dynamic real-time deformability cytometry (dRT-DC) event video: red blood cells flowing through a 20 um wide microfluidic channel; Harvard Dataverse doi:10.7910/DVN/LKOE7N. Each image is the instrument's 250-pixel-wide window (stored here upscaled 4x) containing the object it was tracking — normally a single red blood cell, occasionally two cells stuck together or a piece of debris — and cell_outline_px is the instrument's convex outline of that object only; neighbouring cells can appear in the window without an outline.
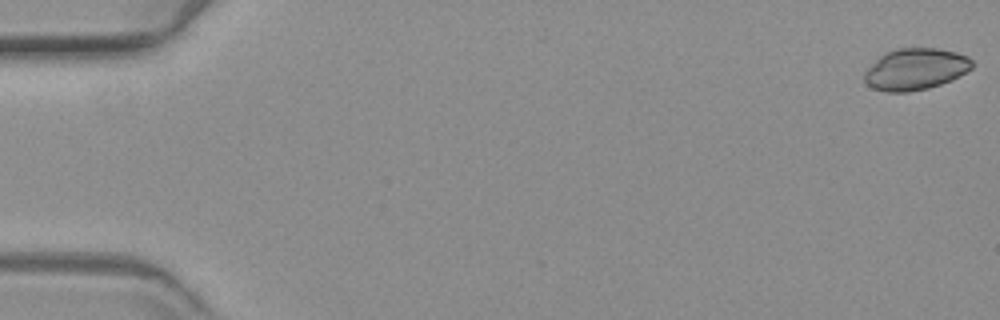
{"species": "common noctule bat (a hibernating species)", "species_latin": "Nyctalus noctula", "temperature_condition": "warm", "stored_images_in_passage": 60, "camera_frame_rate_fps": 3000, "um_per_image_px": 0.085, "animal": {"sex": "female", "body_mass_g": 19.3, "forearm_length_mm": 54.1}, "frame": {"image": 1, "passage_image": 1, "time_ms": 0.0, "image_size_px": [1000, 320], "cell_outline_px": [[972, 68], [952, 80], [928, 88], [908, 92], [884, 92], [872, 88], [864, 80], [864, 72], [884, 52], [896, 48], [936, 48], [956, 52], [968, 56], [972, 60]], "centroid_in_image_um": [77.8, 5.88], "position_along_channel_um": 7.2, "area_um2": 26.13}}
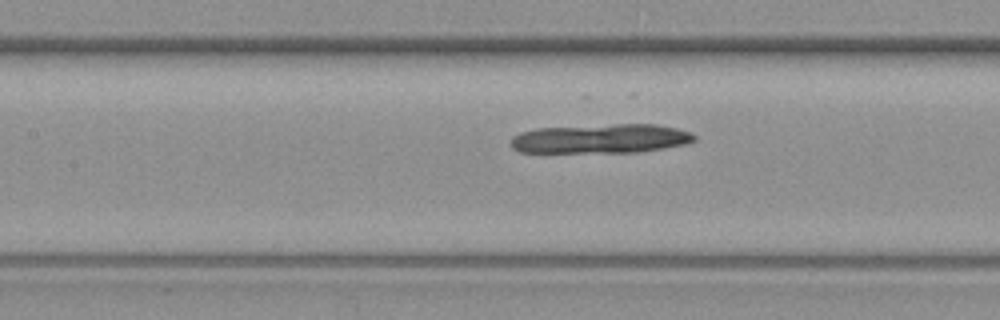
{"frame": {"image": 2, "passage_image": 28, "time_ms": 9.0, "image_size_px": [1000, 320], "cell_outline_px": [[696, 140], [688, 144], [640, 152], [520, 152], [512, 148], [512, 136], [520, 132], [536, 128], [616, 124], [656, 124], [676, 128], [692, 132], [696, 136]], "centroid_in_image_um": [51.11, 11.78], "position_along_channel_um": 156.3, "area_um2": 31.44}}
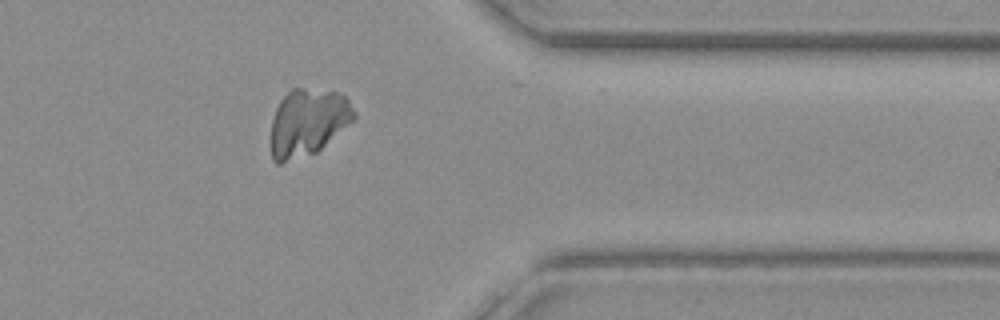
{"frame": {"image": 3, "passage_image": 49, "time_ms": 16.0, "image_size_px": [1000, 320], "cell_outline_px": [[356, 116], [352, 120], [316, 152], [280, 164], [276, 164], [272, 160], [272, 120], [276, 108], [280, 100], [292, 88], [304, 88], [336, 92], [344, 96], [348, 100], [356, 112]], "centroid_in_image_um": [26.14, 10.39], "position_along_channel_um": 385.3, "area_um2": 32.02}}